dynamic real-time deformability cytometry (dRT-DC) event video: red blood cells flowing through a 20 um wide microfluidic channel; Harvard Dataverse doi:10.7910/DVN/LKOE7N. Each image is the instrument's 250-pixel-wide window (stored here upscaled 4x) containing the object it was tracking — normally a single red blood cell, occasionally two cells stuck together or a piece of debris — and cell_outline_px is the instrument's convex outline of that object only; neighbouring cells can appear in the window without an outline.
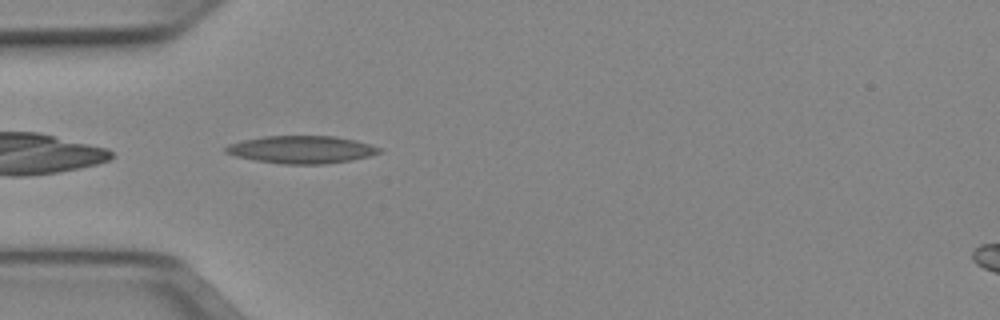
{"species": "Egyptian fruit bat (a non-hibernating species)", "species_latin": "Rousettus aegyptiacus", "temperature_condition": "cold", "stored_images_in_passage": 17, "camera_frame_rate_fps": 3000, "um_per_image_px": 0.085, "animal": {"sex": "female"}, "frame": {"image": 1, "passage_image": 1, "time_ms": 0.0, "image_size_px": [1000, 320], "cell_outline_px": [[384, 152], [368, 156], [348, 160], [324, 164], [284, 164], [256, 160], [236, 156], [224, 152], [224, 148], [228, 144], [244, 140], [264, 136], [336, 136], [356, 140], [380, 148]], "centroid_in_image_um": [25.62, 12.71], "position_along_channel_um": 59.4, "area_um2": 24.51}}
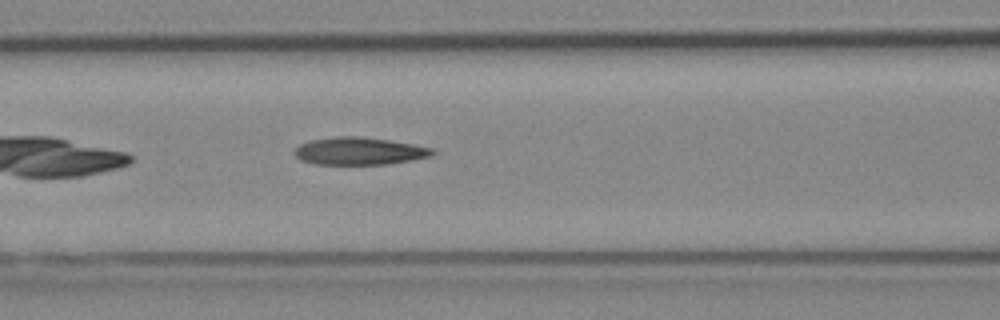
{"frame": {"image": 2, "passage_image": 7, "time_ms": 2.0, "image_size_px": [1000, 320], "cell_outline_px": [[436, 152], [428, 156], [412, 160], [388, 164], [316, 164], [300, 160], [296, 156], [296, 148], [300, 144], [308, 140], [336, 136], [360, 136], [388, 140], [412, 144], [432, 148]], "centroid_in_image_um": [30.51, 12.83], "position_along_channel_um": 136.1, "area_um2": 21.96}}
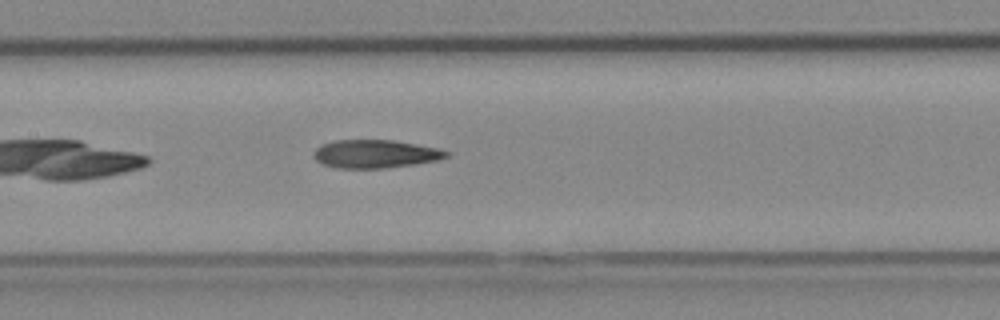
{"frame": {"image": 3, "passage_image": 10, "time_ms": 3.0, "image_size_px": [1000, 320], "cell_outline_px": [[452, 152], [448, 156], [440, 160], [384, 168], [336, 168], [324, 164], [316, 160], [312, 156], [312, 152], [320, 144], [336, 140], [396, 140], [440, 148]], "centroid_in_image_um": [31.92, 13.07], "position_along_channel_um": 175.5, "area_um2": 22.08}}